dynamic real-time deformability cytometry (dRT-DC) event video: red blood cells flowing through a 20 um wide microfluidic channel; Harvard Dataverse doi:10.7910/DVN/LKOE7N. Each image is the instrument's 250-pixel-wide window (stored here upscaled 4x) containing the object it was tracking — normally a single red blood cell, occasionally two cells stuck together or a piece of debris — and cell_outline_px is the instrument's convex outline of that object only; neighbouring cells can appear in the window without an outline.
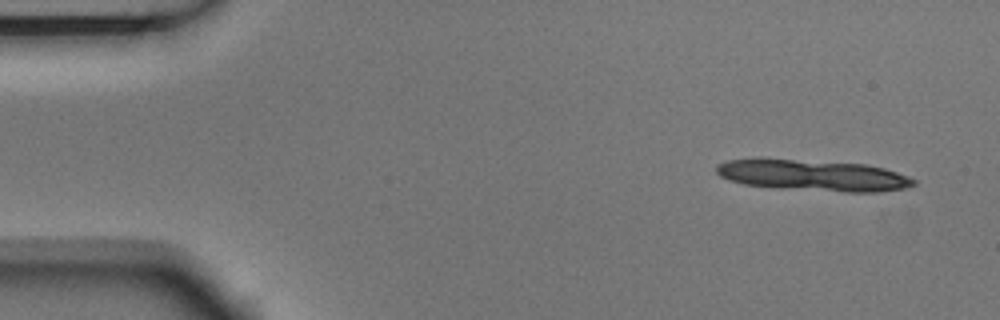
{"species": "Egyptian fruit bat (a non-hibernating species)", "species_latin": "Rousettus aegyptiacus", "temperature_condition": "room temperature", "stored_images_in_passage": 4, "camera_frame_rate_fps": 3000, "um_per_image_px": 0.085, "animal": {"sex": "male"}, "frame": {"image": 1, "passage_image": 1, "time_ms": 0.0, "image_size_px": [1000, 320], "cell_outline_px": [[916, 184], [908, 188], [880, 192], [848, 192], [776, 188], [744, 184], [728, 180], [720, 176], [716, 172], [716, 164], [728, 160], [792, 160], [864, 164], [884, 168], [908, 176], [916, 180]], "centroid_in_image_um": [69.17, 14.93], "position_along_channel_um": 15.8, "area_um2": 35.37}}
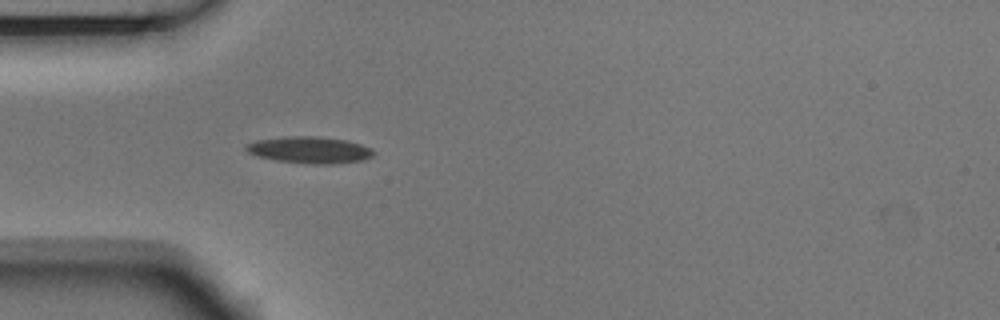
{"frame": {"image": 2, "passage_image": 4, "time_ms": 1.0, "image_size_px": [1000, 320], "cell_outline_px": [[376, 152], [372, 156], [360, 160], [332, 164], [308, 164], [276, 160], [256, 156], [248, 152], [244, 148], [248, 144], [256, 140], [288, 136], [320, 136], [348, 140], [372, 148]], "centroid_in_image_um": [26.33, 12.74], "position_along_channel_um": 58.7, "area_um2": 19.88}}